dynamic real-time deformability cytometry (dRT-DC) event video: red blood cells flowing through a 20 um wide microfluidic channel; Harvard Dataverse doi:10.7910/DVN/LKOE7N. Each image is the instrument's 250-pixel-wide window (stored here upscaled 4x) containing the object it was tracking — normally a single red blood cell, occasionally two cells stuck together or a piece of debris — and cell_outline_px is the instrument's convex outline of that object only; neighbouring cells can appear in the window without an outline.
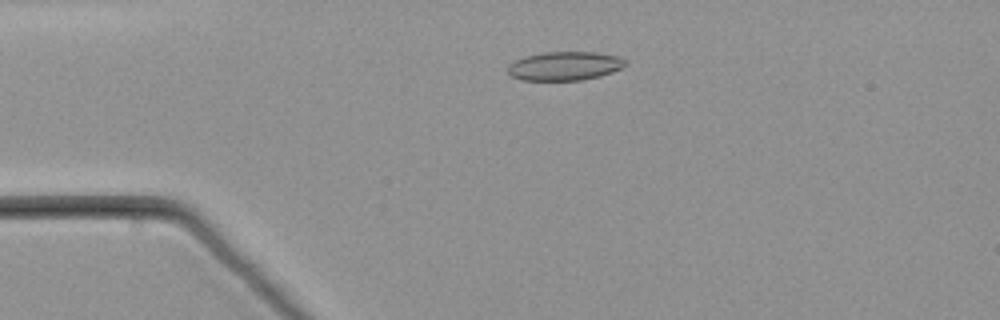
{"species": "common noctule bat (a hibernating species)", "species_latin": "Nyctalus noctula", "temperature_condition": "warm", "stored_images_in_passage": 51, "camera_frame_rate_fps": 3000, "um_per_image_px": 0.085, "animal": {"sex": "male", "body_mass_g": 21.5, "forearm_length_mm": 52.0}, "frame": {"image": 1, "passage_image": 10, "time_ms": 3.0, "image_size_px": [1000, 320], "cell_outline_px": [[628, 64], [612, 72], [600, 76], [580, 80], [520, 80], [512, 76], [508, 72], [508, 64], [524, 56], [544, 52], [596, 52], [616, 56], [628, 60]], "centroid_in_image_um": [48.0, 5.6], "position_along_channel_um": 37.0, "area_um2": 19.77}}
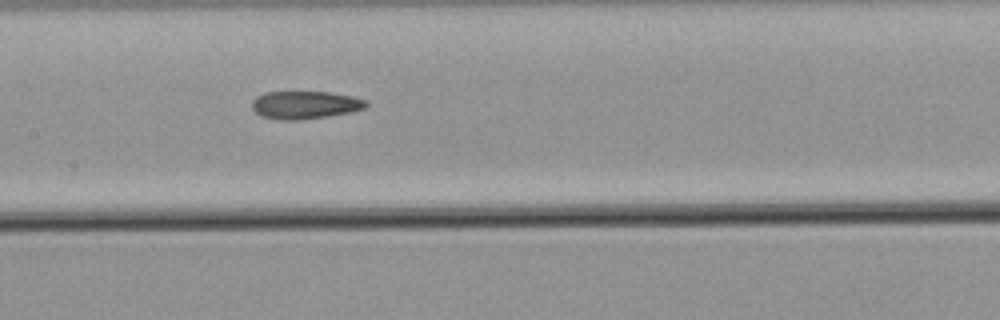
{"frame": {"image": 2, "passage_image": 24, "time_ms": 7.667, "image_size_px": [1000, 320], "cell_outline_px": [[368, 104], [364, 108], [348, 112], [328, 116], [300, 120], [280, 120], [264, 116], [256, 112], [252, 108], [252, 100], [256, 96], [264, 92], [328, 92], [352, 96], [364, 100]], "centroid_in_image_um": [25.89, 8.91], "position_along_channel_um": 181.5, "area_um2": 18.32}}
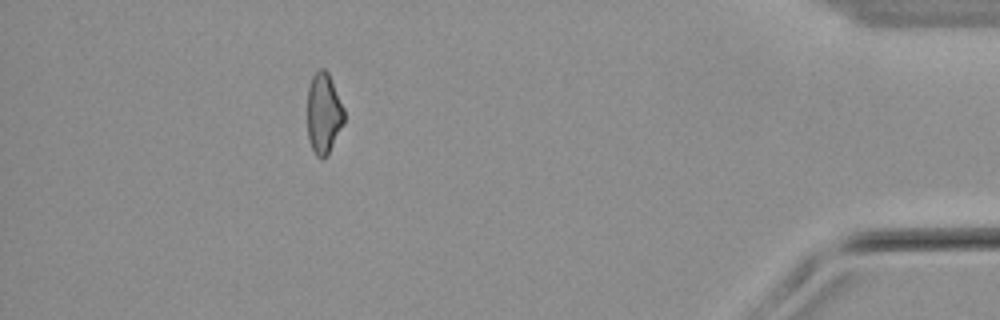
{"frame": {"image": 3, "passage_image": 46, "time_ms": 15.0, "image_size_px": [1000, 320], "cell_outline_px": [[344, 124], [328, 152], [324, 156], [316, 156], [312, 148], [308, 136], [308, 84], [312, 76], [320, 68], [324, 68], [328, 72], [344, 108]], "centroid_in_image_um": [27.51, 9.58], "position_along_channel_um": 407.7, "area_um2": 17.05}}